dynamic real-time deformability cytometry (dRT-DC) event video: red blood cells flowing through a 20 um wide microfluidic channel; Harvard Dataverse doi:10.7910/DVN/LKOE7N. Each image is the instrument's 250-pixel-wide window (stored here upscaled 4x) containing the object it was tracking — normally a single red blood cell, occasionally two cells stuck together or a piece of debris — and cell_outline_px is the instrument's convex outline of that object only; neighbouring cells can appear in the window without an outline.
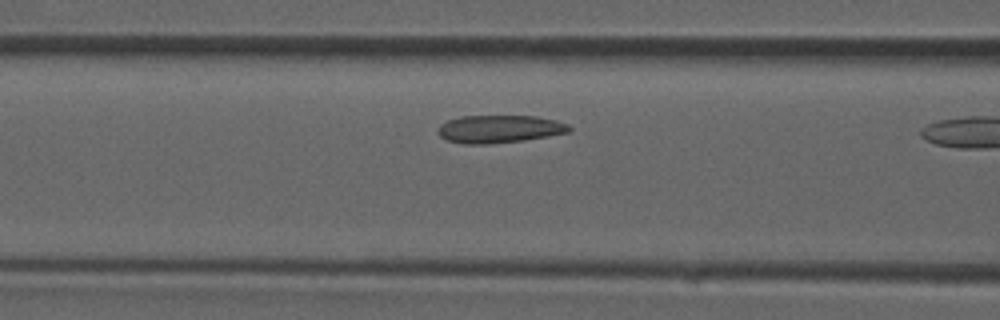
{"species": "common noctule bat (a hibernating species)", "species_latin": "Nyctalus noctula", "temperature_condition": "room temperature", "stored_images_in_passage": 9, "camera_frame_rate_fps": 3000, "um_per_image_px": 0.085, "animal": {"sex": "male", "forearm_length_mm": 52.5}, "frame": {"image": 1, "passage_image": 8, "time_ms": 2.333, "image_size_px": [1000, 320], "cell_outline_px": [[572, 132], [524, 140], [488, 144], [464, 144], [448, 140], [440, 136], [436, 132], [440, 124], [448, 120], [460, 116], [536, 116], [556, 120], [568, 124], [572, 128]], "centroid_in_image_um": [42.46, 10.96], "position_along_channel_um": 124.1, "area_um2": 21.39}}